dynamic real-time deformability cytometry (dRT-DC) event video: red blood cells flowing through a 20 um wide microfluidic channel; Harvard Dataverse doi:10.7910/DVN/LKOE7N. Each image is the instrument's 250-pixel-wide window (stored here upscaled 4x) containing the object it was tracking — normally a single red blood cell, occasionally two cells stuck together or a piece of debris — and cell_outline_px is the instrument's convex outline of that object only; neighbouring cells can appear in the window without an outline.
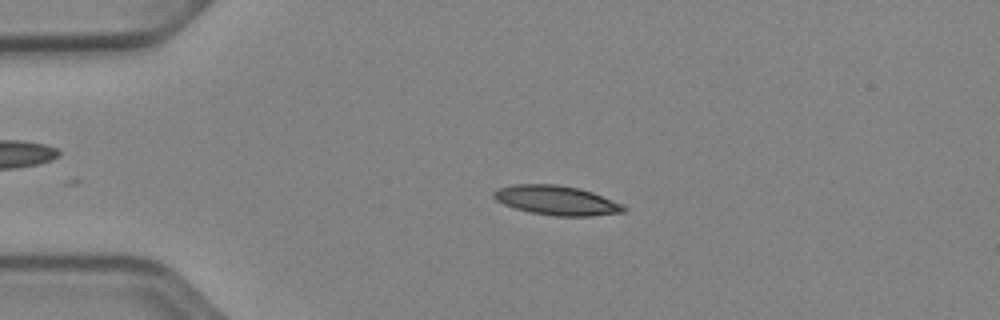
{"species": "Egyptian fruit bat (a non-hibernating species)", "species_latin": "Rousettus aegyptiacus", "temperature_condition": "cold", "stored_images_in_passage": 51, "camera_frame_rate_fps": 3000, "um_per_image_px": 0.085, "animal": {"sex": "female"}, "frame": {"image": 1, "passage_image": 11, "time_ms": 3.333, "image_size_px": [1000, 320], "cell_outline_px": [[628, 208], [624, 212], [592, 216], [556, 216], [528, 212], [504, 204], [496, 200], [492, 196], [492, 192], [496, 188], [512, 184], [560, 184], [580, 188], [592, 192], [624, 204]], "centroid_in_image_um": [47.31, 17.02], "position_along_channel_um": 37.7, "area_um2": 22.6}}
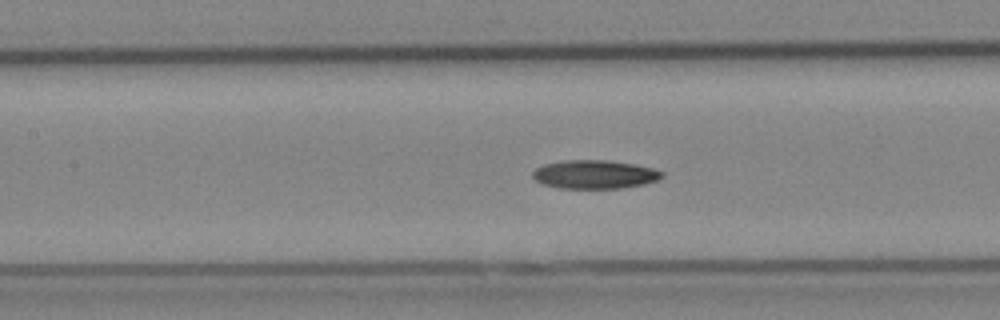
{"frame": {"image": 2, "passage_image": 23, "time_ms": 7.333, "image_size_px": [1000, 320], "cell_outline_px": [[664, 176], [660, 180], [644, 184], [620, 188], [560, 188], [540, 184], [532, 176], [532, 172], [536, 168], [544, 164], [564, 160], [608, 160], [636, 164], [652, 168], [664, 172]], "centroid_in_image_um": [50.56, 14.82], "position_along_channel_um": 156.8, "area_um2": 21.73}}
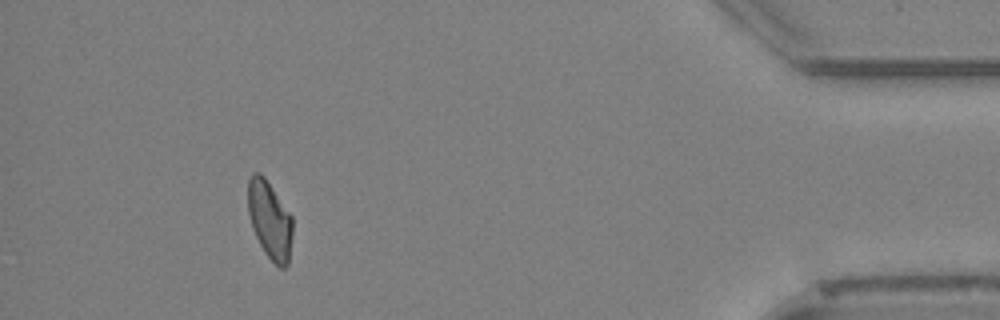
{"frame": {"image": 3, "passage_image": 47, "time_ms": 15.333, "image_size_px": [1000, 320], "cell_outline_px": [[292, 236], [288, 264], [284, 268], [280, 268], [264, 252], [252, 228], [248, 212], [248, 180], [252, 172], [260, 172], [264, 176], [292, 216]], "centroid_in_image_um": [22.92, 18.68], "position_along_channel_um": 412.3, "area_um2": 20.17}, "authors_computed_cell_mechanics": {"area_um2": 21.1548, "velocity_mm_per_s": 3.9112, "shape_relaxation_time_tau1_ms": 10.4431, "shape_relaxation_time_tau2_ms": null, "deformation_change_tau1": 0.2347, "deformation_change_tau2": null}}